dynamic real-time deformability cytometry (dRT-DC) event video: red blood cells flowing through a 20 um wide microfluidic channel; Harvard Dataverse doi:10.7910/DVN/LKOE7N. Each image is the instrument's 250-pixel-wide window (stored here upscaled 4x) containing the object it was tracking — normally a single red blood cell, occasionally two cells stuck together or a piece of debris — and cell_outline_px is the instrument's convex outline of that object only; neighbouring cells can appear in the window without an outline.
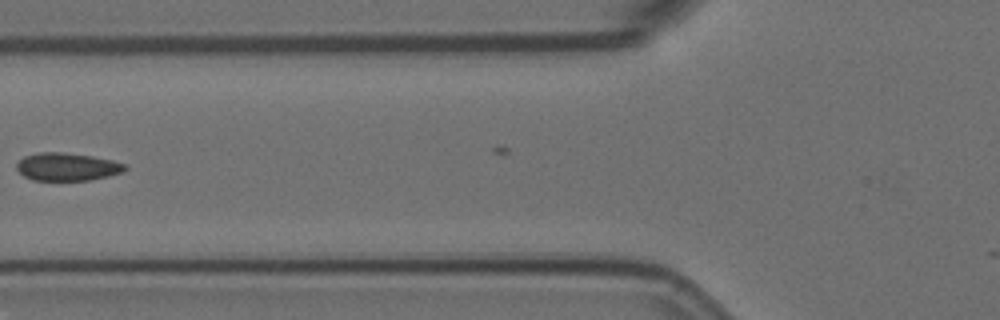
{"species": "Egyptian fruit bat (a non-hibernating species)", "species_latin": "Rousettus aegyptiacus", "temperature_condition": "room temperature", "stored_images_in_passage": 8, "camera_frame_rate_fps": 3000, "um_per_image_px": 0.085, "animal": {"sex": "female"}, "frame": {"image": 1, "passage_image": 7, "time_ms": 2.0, "image_size_px": [1000, 320], "cell_outline_px": [[128, 168], [124, 172], [108, 176], [88, 180], [32, 180], [24, 176], [16, 168], [16, 164], [24, 156], [40, 152], [64, 152], [92, 156], [112, 160], [128, 164]], "centroid_in_image_um": [5.74, 14.17], "position_along_channel_um": 120.1, "area_um2": 17.69}}